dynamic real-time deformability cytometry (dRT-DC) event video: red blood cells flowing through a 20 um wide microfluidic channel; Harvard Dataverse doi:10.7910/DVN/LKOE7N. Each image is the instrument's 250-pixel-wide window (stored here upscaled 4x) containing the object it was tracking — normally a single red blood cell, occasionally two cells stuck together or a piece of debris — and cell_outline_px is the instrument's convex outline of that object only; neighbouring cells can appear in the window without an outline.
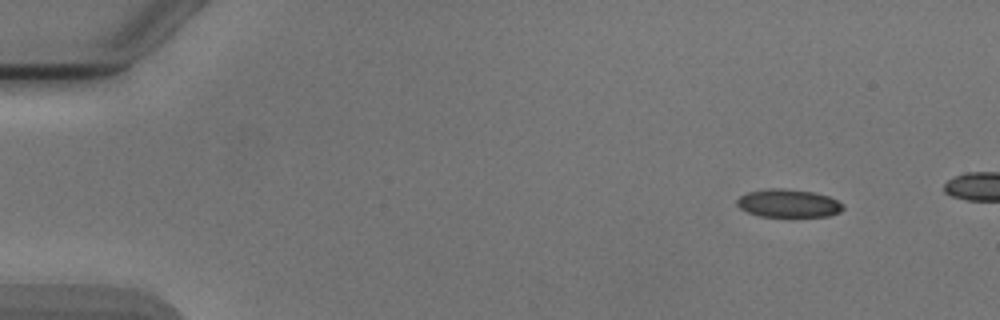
{"species": "Egyptian fruit bat (a non-hibernating species)", "species_latin": "Rousettus aegyptiacus", "temperature_condition": "cold", "stored_images_in_passage": 5, "camera_frame_rate_fps": 3000, "um_per_image_px": 0.085, "animal": {"sex": "male"}, "frame": {"image": 1, "passage_image": 1, "time_ms": 0.0, "image_size_px": [1000, 320], "cell_outline_px": [[844, 208], [840, 212], [828, 216], [760, 216], [748, 212], [740, 208], [736, 204], [736, 200], [740, 196], [748, 192], [768, 188], [784, 188], [812, 192], [828, 196], [844, 204]], "centroid_in_image_um": [67.01, 17.27], "position_along_channel_um": 18.0, "area_um2": 17.28}}